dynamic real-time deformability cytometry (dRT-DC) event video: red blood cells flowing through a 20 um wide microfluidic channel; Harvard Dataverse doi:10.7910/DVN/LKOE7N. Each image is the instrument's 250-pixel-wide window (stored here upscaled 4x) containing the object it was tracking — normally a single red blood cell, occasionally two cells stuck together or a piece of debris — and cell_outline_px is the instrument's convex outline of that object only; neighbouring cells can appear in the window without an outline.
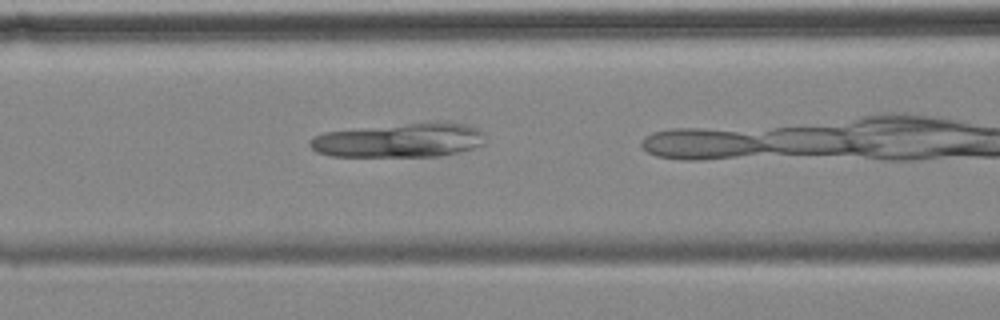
{"species": "common noctule bat (a hibernating species)", "species_latin": "Nyctalus noctula", "temperature_condition": "cold", "stored_images_in_passage": 34, "camera_frame_rate_fps": 3000, "um_per_image_px": 0.085, "animal": {"sex": "female", "body_mass_g": 18.4}, "frame": {"image": 1, "passage_image": 6, "time_ms": 1.667, "image_size_px": [1000, 320], "cell_outline_px": [[484, 144], [472, 148], [440, 156], [332, 156], [316, 152], [308, 144], [308, 140], [324, 132], [436, 120], [440, 120], [464, 124], [476, 128], [484, 132]], "centroid_in_image_um": [33.98, 11.9], "position_along_channel_um": 132.6, "area_um2": 35.14}}
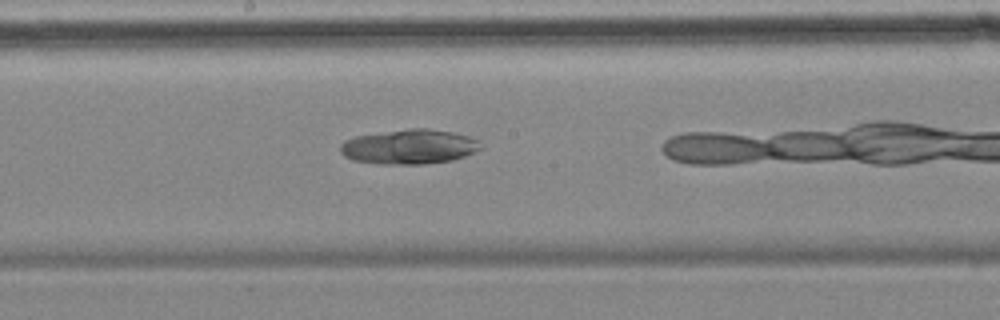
{"frame": {"image": 2, "passage_image": 13, "time_ms": 4.0, "image_size_px": [1000, 320], "cell_outline_px": [[484, 148], [464, 156], [452, 160], [424, 164], [376, 164], [352, 160], [344, 156], [340, 152], [340, 144], [344, 140], [356, 136], [408, 128], [428, 128], [452, 132], [468, 136], [480, 140]], "centroid_in_image_um": [34.79, 12.47], "position_along_channel_um": 213.4, "area_um2": 28.67}}
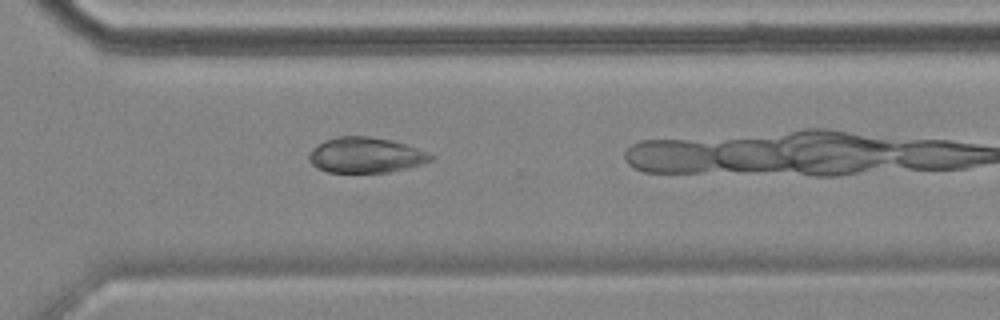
{"frame": {"image": 3, "passage_image": 24, "time_ms": 7.667, "image_size_px": [1000, 320], "cell_outline_px": [[436, 156], [432, 160], [420, 164], [388, 172], [328, 172], [316, 168], [308, 160], [308, 152], [312, 148], [324, 140], [336, 136], [368, 136], [392, 140], [428, 152]], "centroid_in_image_um": [31.03, 13.17], "position_along_channel_um": 339.6, "area_um2": 25.2}}